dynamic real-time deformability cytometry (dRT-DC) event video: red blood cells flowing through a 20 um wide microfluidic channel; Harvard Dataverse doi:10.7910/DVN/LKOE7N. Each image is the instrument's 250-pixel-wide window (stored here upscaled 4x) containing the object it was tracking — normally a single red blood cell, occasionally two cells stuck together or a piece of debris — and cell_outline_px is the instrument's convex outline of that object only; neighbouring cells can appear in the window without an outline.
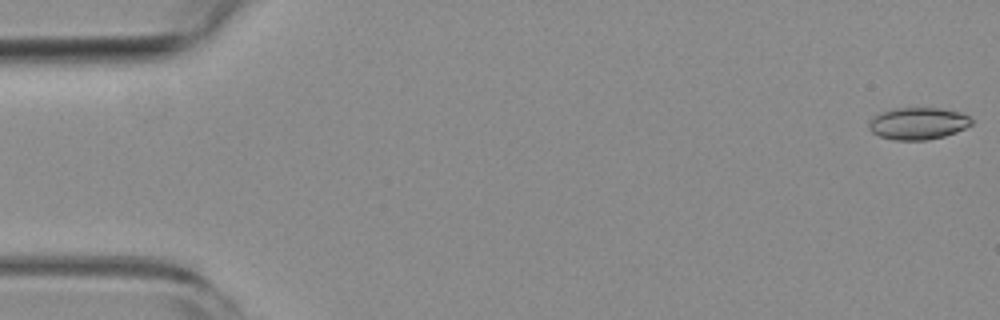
{"species": "common noctule bat (a hibernating species)", "species_latin": "Nyctalus noctula", "temperature_condition": "room temperature", "stored_images_in_passage": 17, "camera_frame_rate_fps": 3000, "um_per_image_px": 0.085, "animal": {"sex": "female", "body_mass_g": 19.3, "forearm_length_mm": 54.1}, "frame": {"image": 1, "passage_image": 1, "time_ms": 0.0, "image_size_px": [1000, 320], "cell_outline_px": [[972, 124], [956, 132], [944, 136], [928, 140], [892, 140], [880, 136], [872, 132], [868, 128], [868, 124], [880, 112], [892, 108], [940, 108], [960, 112], [972, 116]], "centroid_in_image_um": [78.05, 10.49], "position_along_channel_um": 6.9, "area_um2": 19.25}}
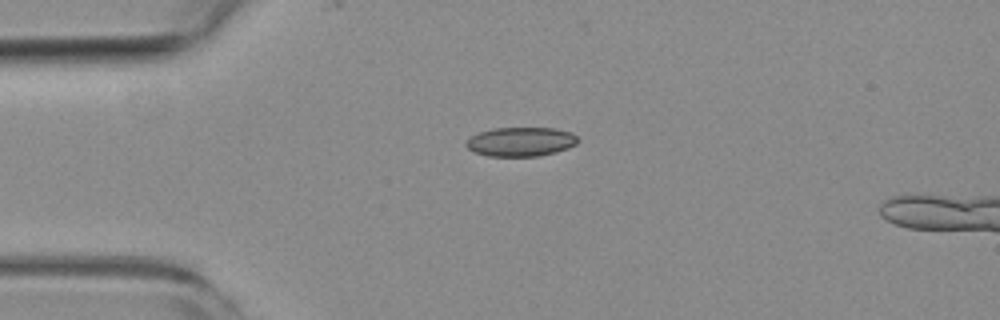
{"frame": {"image": 2, "passage_image": 13, "time_ms": 4.0, "image_size_px": [1000, 320], "cell_outline_px": [[580, 140], [576, 144], [568, 148], [556, 152], [540, 156], [488, 156], [476, 152], [468, 148], [464, 144], [472, 136], [480, 132], [496, 128], [556, 128], [572, 132]], "centroid_in_image_um": [44.32, 12.04], "position_along_channel_um": 40.7, "area_um2": 18.96}}